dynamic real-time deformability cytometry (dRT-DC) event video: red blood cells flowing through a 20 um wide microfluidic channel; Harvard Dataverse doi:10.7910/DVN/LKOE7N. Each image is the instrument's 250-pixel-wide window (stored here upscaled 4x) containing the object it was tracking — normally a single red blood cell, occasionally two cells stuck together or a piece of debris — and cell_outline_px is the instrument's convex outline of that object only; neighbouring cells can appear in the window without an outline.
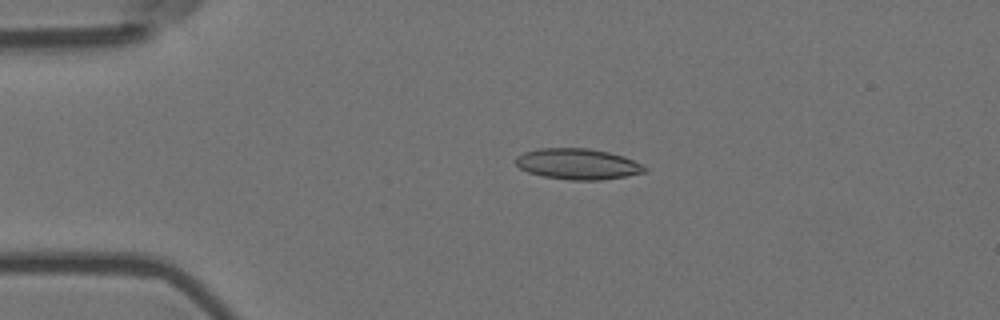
{"species": "Egyptian fruit bat (a non-hibernating species)", "species_latin": "Rousettus aegyptiacus", "temperature_condition": "room temperature", "stored_images_in_passage": 4, "camera_frame_rate_fps": 3000, "um_per_image_px": 0.085, "animal": {"sex": "female"}, "frame": {"image": 1, "passage_image": 3, "time_ms": 0.667, "image_size_px": [1000, 320], "cell_outline_px": [[648, 172], [600, 180], [568, 180], [544, 176], [528, 172], [520, 168], [516, 164], [516, 156], [524, 152], [540, 148], [588, 148], [608, 152], [624, 156], [648, 168]], "centroid_in_image_um": [49.11, 13.94], "position_along_channel_um": 35.9, "area_um2": 23.12}}